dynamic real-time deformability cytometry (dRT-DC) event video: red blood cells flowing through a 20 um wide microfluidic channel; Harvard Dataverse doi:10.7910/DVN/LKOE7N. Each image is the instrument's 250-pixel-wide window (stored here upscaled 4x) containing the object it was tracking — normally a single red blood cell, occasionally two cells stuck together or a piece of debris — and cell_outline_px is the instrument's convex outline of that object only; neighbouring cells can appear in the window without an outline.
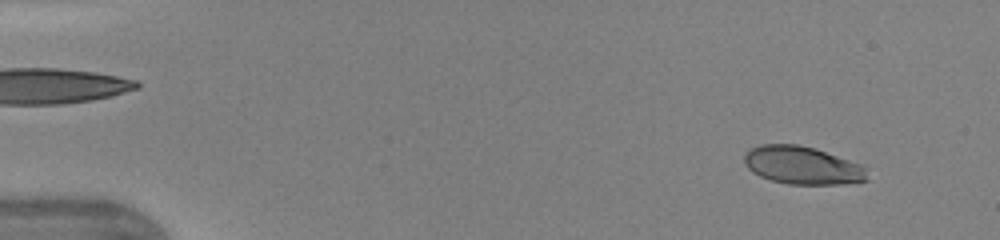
{"species": "human", "species_latin": "Homo sapiens", "temperature_condition": "warm", "stored_images_in_passage": 43, "camera_frame_rate_fps": 3000, "um_per_image_px": 0.085, "donor": {"sex": "female"}, "frame": {"image": 1, "passage_image": 1, "time_ms": 0.0, "image_size_px": [1000, 240], "cell_outline_px": [[868, 180], [840, 184], [788, 184], [772, 180], [760, 176], [752, 172], [744, 164], [744, 152], [748, 148], [760, 144], [796, 144], [812, 148], [860, 164], [868, 168]], "centroid_in_image_um": [68.16, 14.05], "position_along_channel_um": 16.8, "area_um2": 27.17}}
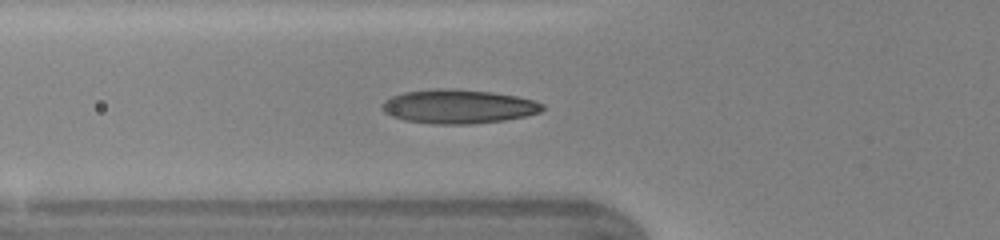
{"frame": {"image": 2, "passage_image": 14, "time_ms": 4.333, "image_size_px": [1000, 240], "cell_outline_px": [[544, 108], [540, 112], [524, 116], [504, 120], [472, 124], [432, 124], [404, 120], [392, 116], [384, 112], [380, 108], [380, 104], [384, 100], [392, 96], [404, 92], [432, 88], [452, 88], [492, 92], [516, 96], [536, 100], [544, 104]], "centroid_in_image_um": [38.93, 9.04], "position_along_channel_um": 86.9, "area_um2": 32.08}}
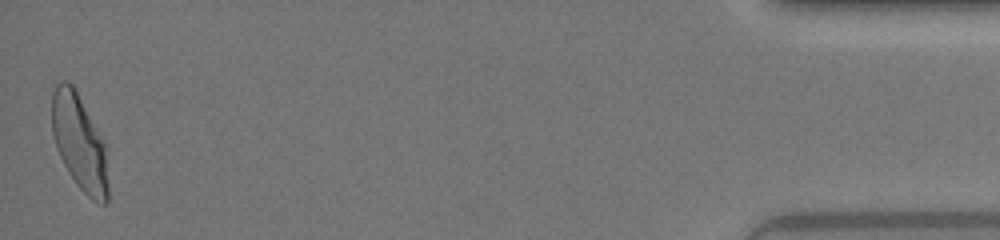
{"frame": {"image": 3, "passage_image": 43, "time_ms": 14.0, "image_size_px": [1000, 240], "cell_outline_px": [[108, 200], [104, 204], [100, 204], [92, 200], [76, 184], [68, 172], [56, 148], [52, 132], [52, 92], [56, 84], [60, 80], [64, 80], [72, 84], [104, 144], [108, 184]], "centroid_in_image_um": [6.72, 12.14], "position_along_channel_um": 428.5, "area_um2": 30.75}, "authors_computed_cell_mechanics": {"area_um2": 29.767, "velocity_mm_per_s": 4.367, "shape_relaxation_time_tau1_ms": 3.6166, "shape_relaxation_time_tau2_ms": null, "deformation_change_tau1": 0.1704, "deformation_change_tau2": null}}